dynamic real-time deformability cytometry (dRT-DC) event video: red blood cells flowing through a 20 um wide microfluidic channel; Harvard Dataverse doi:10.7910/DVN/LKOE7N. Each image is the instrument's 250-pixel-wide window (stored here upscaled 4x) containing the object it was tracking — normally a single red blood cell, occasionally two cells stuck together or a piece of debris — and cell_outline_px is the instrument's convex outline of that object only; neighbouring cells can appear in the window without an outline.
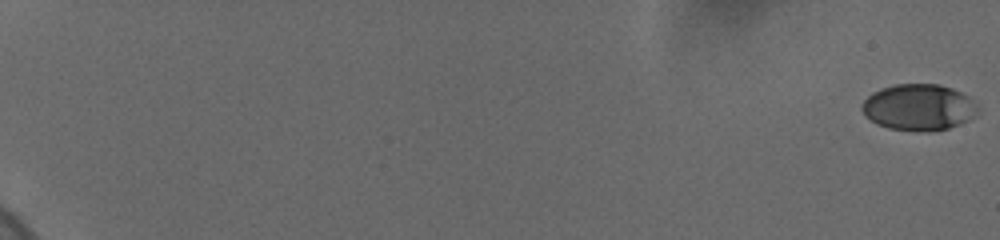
{"species": "human", "species_latin": "Homo sapiens", "temperature_condition": "cold", "stored_images_in_passage": 28, "camera_frame_rate_fps": 3000, "um_per_image_px": 0.085, "donor": {"sex": "female"}, "frame": {"image": 1, "passage_image": 1, "time_ms": 0.0, "image_size_px": [1000, 240], "cell_outline_px": [[976, 116], [960, 124], [948, 128], [928, 132], [888, 128], [876, 124], [864, 116], [860, 108], [860, 104], [872, 92], [880, 88], [896, 84], [940, 84], [952, 88], [968, 96], [976, 104]], "centroid_in_image_um": [78.05, 9.12], "position_along_channel_um": 7.0, "area_um2": 31.5}}
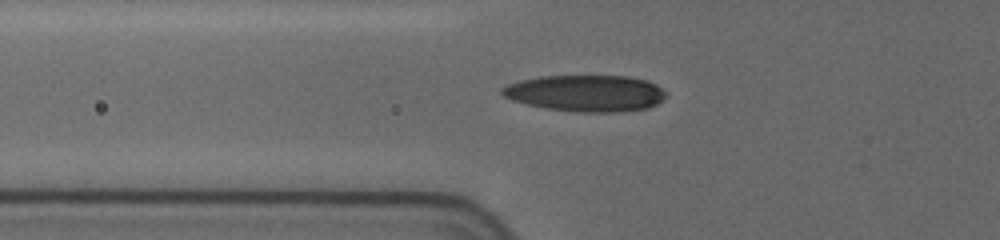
{"frame": {"image": 2, "passage_image": 25, "time_ms": 8.333, "image_size_px": [1000, 240], "cell_outline_px": [[664, 96], [656, 104], [648, 108], [616, 112], [580, 112], [544, 108], [512, 100], [504, 96], [500, 92], [500, 88], [508, 84], [520, 80], [540, 76], [628, 76], [648, 80], [656, 84], [664, 92]], "centroid_in_image_um": [49.76, 7.92], "position_along_channel_um": 76.0, "area_um2": 34.74}}
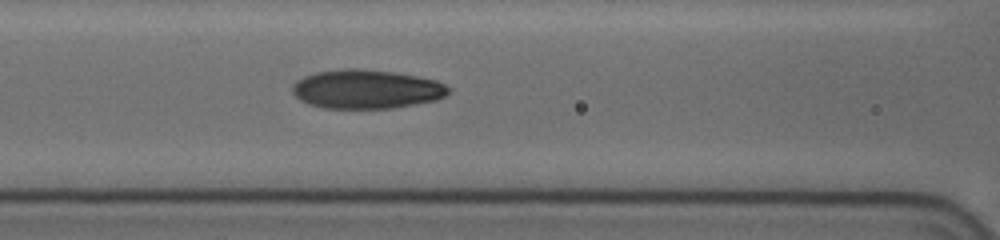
{"frame": {"image": 3, "passage_image": 28, "time_ms": 10.0, "image_size_px": [1000, 240], "cell_outline_px": [[452, 88], [444, 96], [436, 100], [416, 104], [392, 108], [324, 108], [308, 104], [300, 100], [292, 92], [292, 84], [296, 80], [304, 76], [316, 72], [344, 68], [356, 68], [392, 72], [416, 76], [436, 80]], "centroid_in_image_um": [31.12, 7.58], "position_along_channel_um": 135.5, "area_um2": 35.49}}